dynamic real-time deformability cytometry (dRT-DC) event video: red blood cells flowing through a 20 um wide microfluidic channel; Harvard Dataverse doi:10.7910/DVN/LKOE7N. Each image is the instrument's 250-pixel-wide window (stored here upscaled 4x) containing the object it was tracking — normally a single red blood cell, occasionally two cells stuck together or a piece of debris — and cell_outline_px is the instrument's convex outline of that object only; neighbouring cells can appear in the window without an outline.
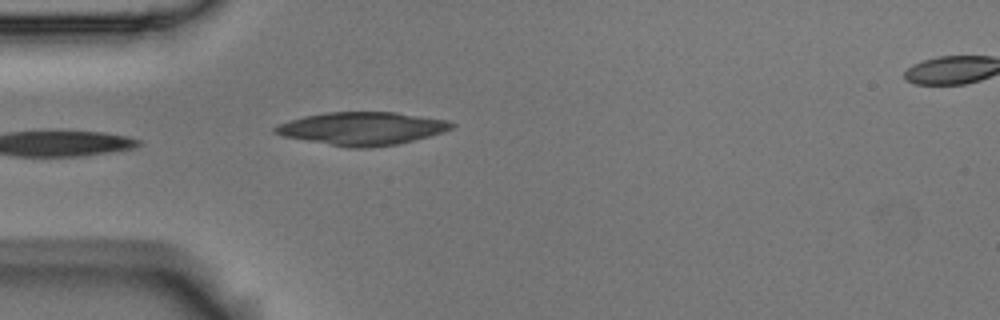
{"species": "Egyptian fruit bat (a non-hibernating species)", "species_latin": "Rousettus aegyptiacus", "temperature_condition": "room temperature", "stored_images_in_passage": 3, "segment_of_instrument_passage": [1, 2], "camera_frame_rate_fps": 3000, "um_per_image_px": 0.085, "animal": {"sex": "male"}, "frame": {"image": 1, "passage_image": 2, "time_ms": 0.333, "image_size_px": [1000, 320], "cell_outline_px": [[456, 124], [452, 128], [444, 132], [396, 144], [372, 148], [348, 148], [284, 136], [272, 132], [272, 128], [280, 124], [304, 116], [324, 112], [396, 112], [448, 120]], "centroid_in_image_um": [30.79, 10.92], "position_along_channel_um": 54.2, "area_um2": 33.81}}